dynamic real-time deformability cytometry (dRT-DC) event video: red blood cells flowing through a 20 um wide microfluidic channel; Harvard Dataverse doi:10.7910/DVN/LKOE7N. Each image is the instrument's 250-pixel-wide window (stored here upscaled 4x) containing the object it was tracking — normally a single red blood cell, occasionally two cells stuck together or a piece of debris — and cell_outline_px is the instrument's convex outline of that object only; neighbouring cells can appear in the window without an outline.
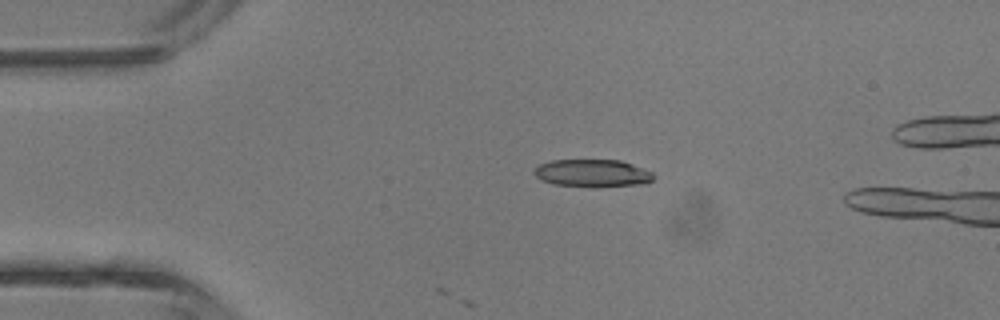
{"species": "common noctule bat (a hibernating species)", "species_latin": "Nyctalus noctula", "temperature_condition": "room temperature", "stored_images_in_passage": 5, "camera_frame_rate_fps": 3000, "um_per_image_px": 0.085, "animal": {"sex": "male", "body_mass_g": 13.3}, "frame": {"image": 1, "passage_image": 3, "time_ms": 3.0, "image_size_px": [1000, 320], "cell_outline_px": [[656, 176], [652, 180], [644, 184], [596, 188], [552, 184], [540, 180], [532, 172], [540, 164], [552, 160], [620, 160], [632, 164], [652, 172]], "centroid_in_image_um": [50.37, 14.74], "position_along_channel_um": 34.6, "area_um2": 19.54}}
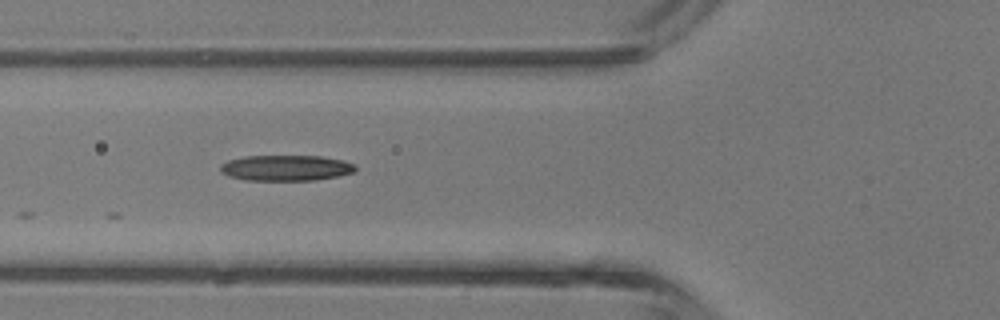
{"frame": {"image": 2, "passage_image": 5, "time_ms": 5.333, "image_size_px": [1000, 320], "cell_outline_px": [[356, 172], [340, 176], [316, 180], [244, 180], [228, 176], [220, 172], [220, 164], [228, 160], [244, 156], [320, 156], [344, 160], [352, 164], [356, 168]], "centroid_in_image_um": [24.3, 14.28], "position_along_channel_um": 101.5, "area_um2": 20.4}}